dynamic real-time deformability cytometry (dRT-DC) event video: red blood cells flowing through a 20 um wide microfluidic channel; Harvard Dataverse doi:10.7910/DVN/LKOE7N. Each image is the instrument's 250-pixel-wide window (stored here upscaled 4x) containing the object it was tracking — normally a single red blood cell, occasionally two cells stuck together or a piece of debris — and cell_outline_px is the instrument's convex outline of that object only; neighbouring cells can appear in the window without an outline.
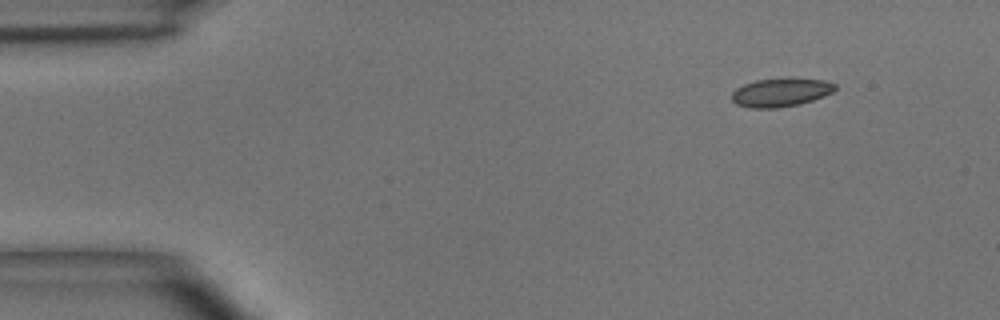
{"species": "common noctule bat (a hibernating species)", "species_latin": "Nyctalus noctula", "temperature_condition": "room temperature", "stored_images_in_passage": 7, "camera_frame_rate_fps": 3000, "um_per_image_px": 0.085, "animal": {"sex": "male", "body_mass_g": 15.6}, "frame": {"image": 1, "passage_image": 1, "time_ms": 0.0, "image_size_px": [1000, 320], "cell_outline_px": [[836, 88], [832, 92], [824, 96], [800, 104], [776, 108], [752, 108], [736, 104], [732, 100], [732, 92], [736, 88], [744, 84], [756, 80], [788, 76], [824, 80], [836, 84]], "centroid_in_image_um": [66.38, 7.82], "position_along_channel_um": 18.6, "area_um2": 17.57}}
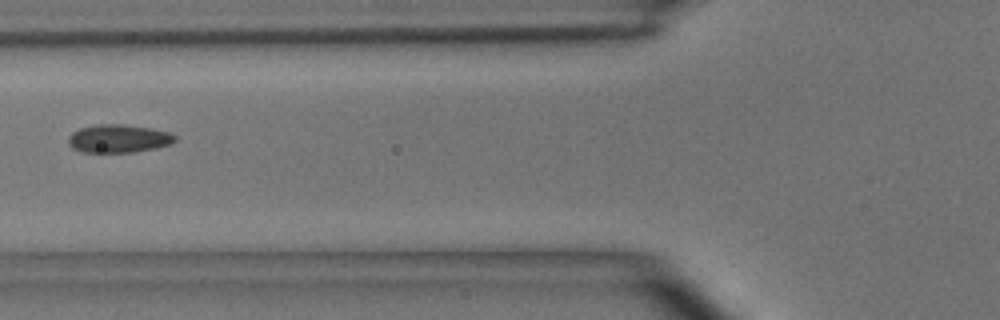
{"frame": {"image": 2, "passage_image": 5, "time_ms": 4.667, "image_size_px": [1000, 320], "cell_outline_px": [[176, 140], [172, 144], [156, 148], [132, 152], [80, 152], [72, 148], [68, 144], [68, 136], [72, 132], [80, 128], [96, 124], [124, 124], [152, 128], [168, 132], [176, 136]], "centroid_in_image_um": [10.06, 11.77], "position_along_channel_um": 115.7, "area_um2": 17.69}}
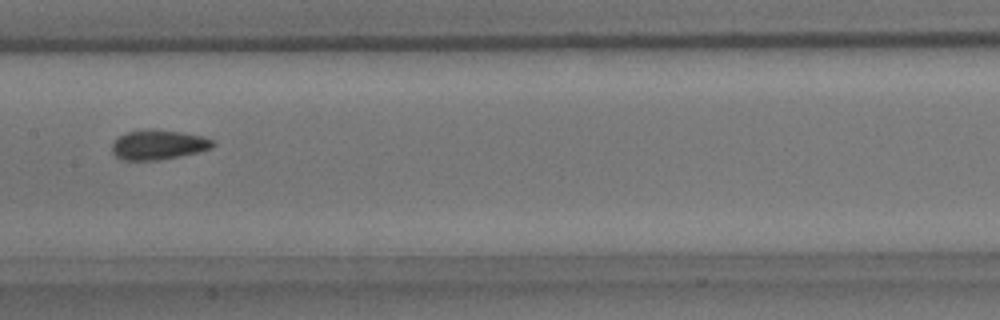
{"frame": {"image": 3, "passage_image": 7, "time_ms": 6.667, "image_size_px": [1000, 320], "cell_outline_px": [[216, 144], [212, 148], [196, 152], [160, 160], [124, 160], [116, 156], [112, 152], [112, 144], [120, 136], [128, 132], [180, 132], [200, 136], [212, 140]], "centroid_in_image_um": [13.47, 12.36], "position_along_channel_um": 193.9, "area_um2": 16.47}}